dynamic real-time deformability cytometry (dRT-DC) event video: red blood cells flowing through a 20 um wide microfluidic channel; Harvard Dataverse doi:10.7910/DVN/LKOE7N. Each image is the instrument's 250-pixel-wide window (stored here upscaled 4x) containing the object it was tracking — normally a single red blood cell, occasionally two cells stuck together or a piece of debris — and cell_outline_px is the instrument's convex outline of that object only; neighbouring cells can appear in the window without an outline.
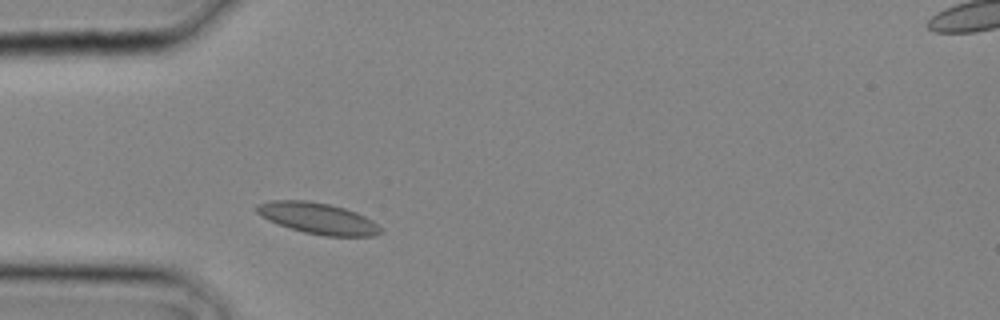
{"species": "common noctule bat (a hibernating species)", "species_latin": "Nyctalus noctula", "temperature_condition": "cold", "stored_images_in_passage": 2, "segment_of_instrument_passage": [1, 2], "camera_frame_rate_fps": 3000, "um_per_image_px": 0.085, "animal": {"sex": "male", "body_mass_g": 20.4}, "frame": {"image": 1, "passage_image": 1, "time_ms": 0.0, "image_size_px": [1000, 320], "cell_outline_px": [[384, 232], [376, 236], [324, 236], [304, 232], [280, 224], [260, 216], [256, 212], [256, 204], [272, 200], [304, 200], [328, 204], [344, 208], [356, 212], [372, 220]], "centroid_in_image_um": [27.03, 18.56], "position_along_channel_um": 58.0, "area_um2": 22.31}}